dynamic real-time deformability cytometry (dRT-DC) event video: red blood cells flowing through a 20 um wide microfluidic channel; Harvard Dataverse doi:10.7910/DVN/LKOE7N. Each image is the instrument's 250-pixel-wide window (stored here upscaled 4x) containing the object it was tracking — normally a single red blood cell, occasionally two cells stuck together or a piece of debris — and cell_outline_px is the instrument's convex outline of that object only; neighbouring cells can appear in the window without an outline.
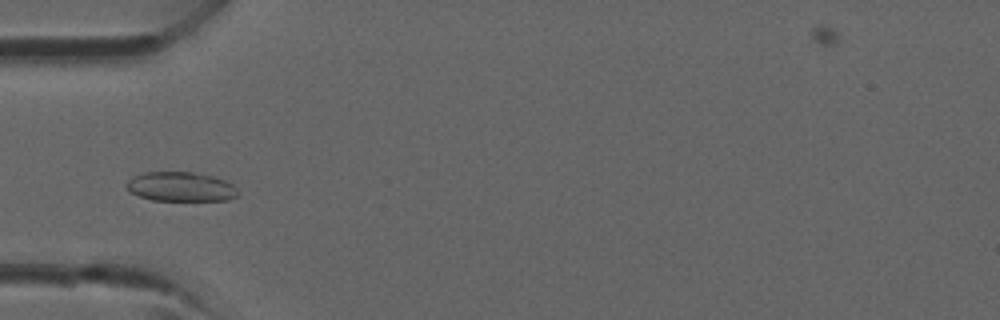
{"species": "common noctule bat (a hibernating species)", "species_latin": "Nyctalus noctula", "temperature_condition": "room temperature", "stored_images_in_passage": 35, "camera_frame_rate_fps": 3000, "um_per_image_px": 0.085, "animal": {"sex": "male", "forearm_length_mm": 52.5}, "frame": {"image": 1, "passage_image": 9, "time_ms": 2.667, "image_size_px": [1000, 320], "cell_outline_px": [[236, 196], [228, 200], [152, 200], [140, 196], [132, 192], [124, 184], [132, 176], [144, 172], [192, 172], [212, 176], [224, 180], [232, 184], [236, 188]], "centroid_in_image_um": [15.33, 15.86], "position_along_channel_um": 69.7, "area_um2": 18.9}}
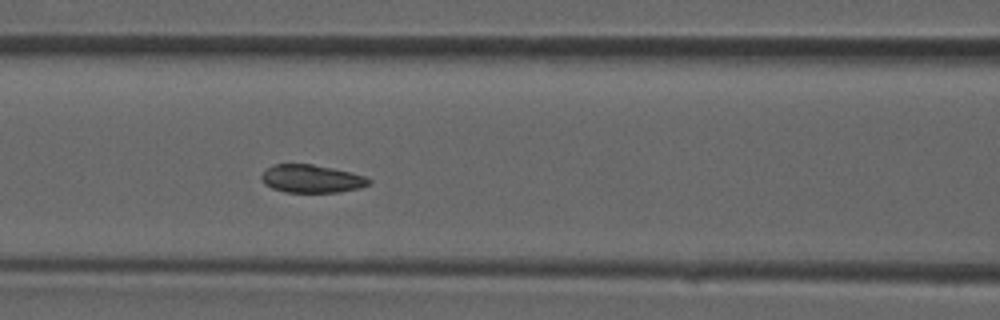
{"frame": {"image": 2, "passage_image": 13, "time_ms": 4.0, "image_size_px": [1000, 320], "cell_outline_px": [[372, 180], [368, 184], [360, 188], [336, 192], [284, 192], [272, 188], [264, 184], [260, 176], [272, 164], [312, 164], [352, 172], [364, 176]], "centroid_in_image_um": [26.47, 15.19], "position_along_channel_um": 140.1, "area_um2": 17.46}}
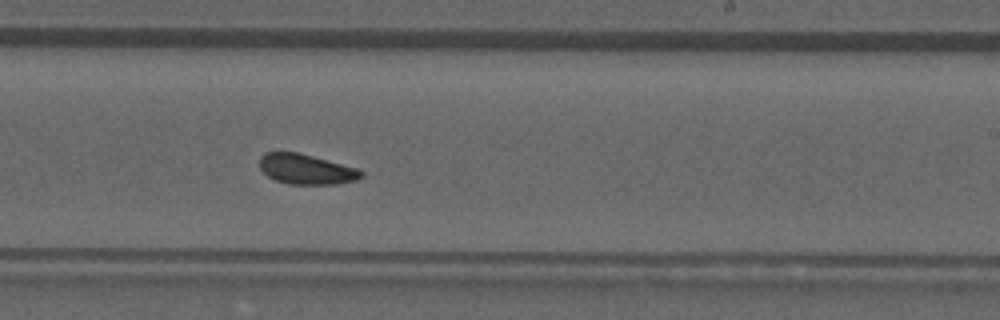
{"frame": {"image": 3, "passage_image": 20, "time_ms": 6.333, "image_size_px": [1000, 320], "cell_outline_px": [[364, 176], [356, 180], [336, 184], [288, 184], [276, 180], [268, 176], [260, 168], [260, 156], [264, 152], [300, 152], [356, 168], [364, 172]], "centroid_in_image_um": [26.03, 14.38], "position_along_channel_um": 263.0, "area_um2": 17.86}}